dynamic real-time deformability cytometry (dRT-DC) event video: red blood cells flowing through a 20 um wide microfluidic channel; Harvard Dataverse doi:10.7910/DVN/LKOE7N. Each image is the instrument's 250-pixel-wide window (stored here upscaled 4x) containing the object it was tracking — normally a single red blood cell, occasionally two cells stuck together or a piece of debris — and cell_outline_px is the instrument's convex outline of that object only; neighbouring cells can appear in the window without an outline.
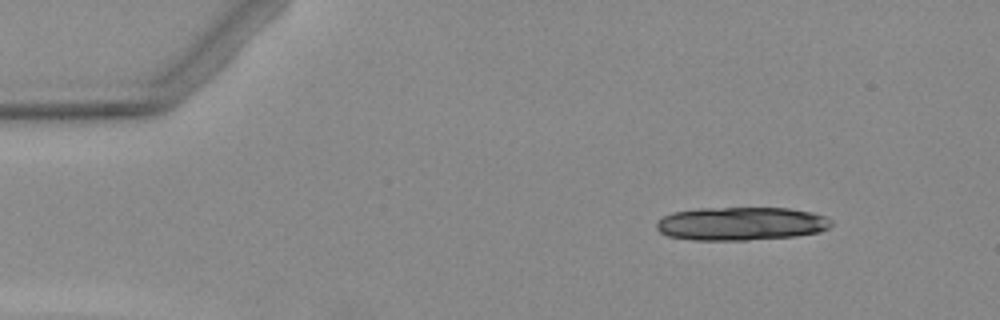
{"species": "Egyptian fruit bat (a non-hibernating species)", "species_latin": "Rousettus aegyptiacus", "temperature_condition": "warm", "stored_images_in_passage": 5, "camera_frame_rate_fps": 3000, "um_per_image_px": 0.085, "animal": {"sex": "female"}, "frame": {"image": 1, "passage_image": 1, "time_ms": 0.0, "image_size_px": [1000, 320], "cell_outline_px": [[832, 224], [828, 228], [820, 232], [796, 236], [748, 240], [692, 240], [668, 236], [660, 232], [656, 228], [656, 220], [672, 212], [696, 208], [788, 208], [812, 212], [824, 216], [832, 220]], "centroid_in_image_um": [62.97, 19.01], "position_along_channel_um": 22.0, "area_um2": 34.28}}
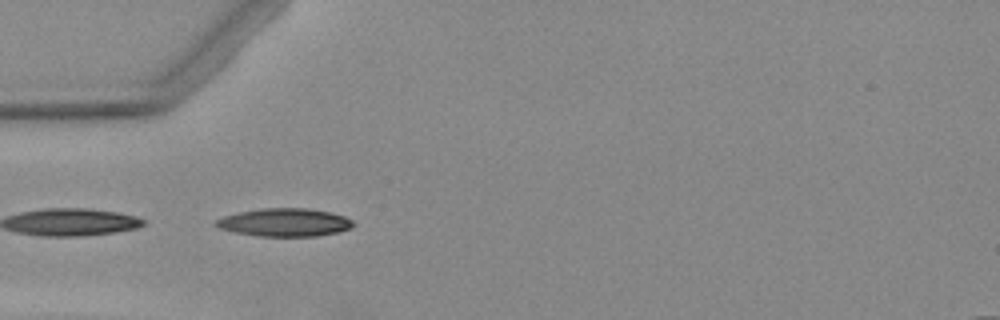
{"frame": {"image": 2, "passage_image": 3, "time_ms": 3.333, "image_size_px": [1000, 320], "cell_outline_px": [[356, 224], [352, 228], [340, 232], [316, 236], [260, 236], [236, 232], [220, 228], [212, 224], [216, 220], [224, 216], [240, 212], [260, 208], [308, 208], [328, 212], [344, 216], [352, 220]], "centroid_in_image_um": [24.23, 18.9], "position_along_channel_um": 60.8, "area_um2": 22.43}}
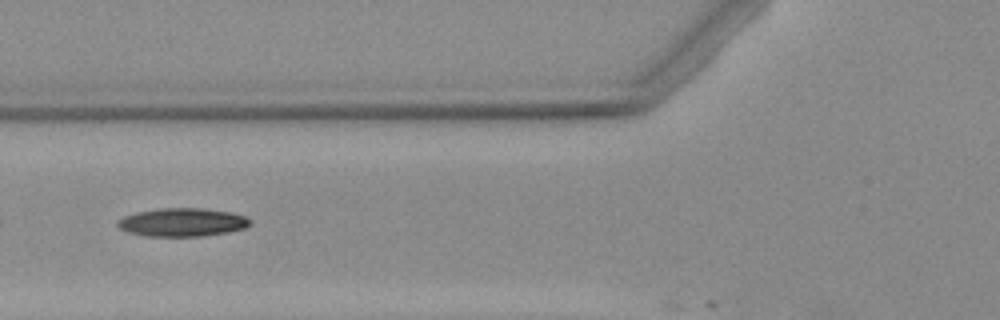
{"frame": {"image": 3, "passage_image": 4, "time_ms": 4.667, "image_size_px": [1000, 320], "cell_outline_px": [[252, 224], [244, 228], [228, 232], [204, 236], [144, 236], [128, 232], [120, 228], [116, 224], [116, 220], [124, 216], [136, 212], [160, 208], [204, 208], [232, 212], [244, 216], [252, 220]], "centroid_in_image_um": [15.5, 18.89], "position_along_channel_um": 110.3, "area_um2": 22.08}}